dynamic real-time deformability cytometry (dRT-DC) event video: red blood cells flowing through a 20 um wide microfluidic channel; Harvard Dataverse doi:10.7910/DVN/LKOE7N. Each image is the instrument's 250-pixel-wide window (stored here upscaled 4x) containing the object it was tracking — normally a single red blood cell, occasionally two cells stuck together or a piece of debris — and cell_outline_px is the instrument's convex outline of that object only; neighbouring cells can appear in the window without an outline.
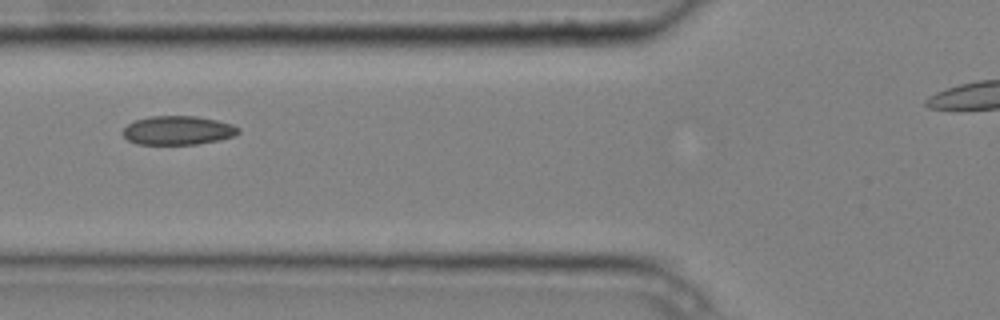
{"species": "common noctule bat (a hibernating species)", "species_latin": "Nyctalus noctula", "temperature_condition": "cold", "stored_images_in_passage": 8, "camera_frame_rate_fps": 3000, "um_per_image_px": 0.085, "animal": {"sex": "male", "body_mass_g": 20.4}, "frame": {"image": 1, "passage_image": 6, "time_ms": 1.667, "image_size_px": [1000, 320], "cell_outline_px": [[240, 132], [236, 136], [220, 140], [196, 144], [136, 144], [128, 140], [124, 136], [124, 128], [128, 124], [136, 120], [152, 116], [196, 116], [216, 120], [232, 124], [240, 128]], "centroid_in_image_um": [15.17, 11.08], "position_along_channel_um": 110.6, "area_um2": 19.42}}
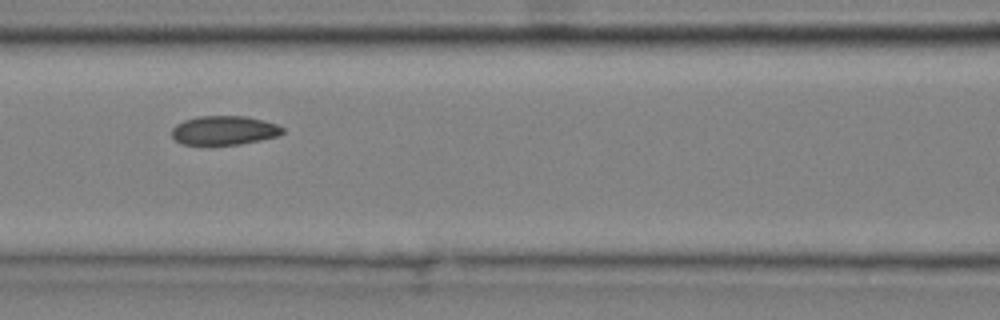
{"frame": {"image": 2, "passage_image": 7, "time_ms": 2.0, "image_size_px": [1000, 320], "cell_outline_px": [[284, 132], [280, 136], [240, 144], [208, 148], [180, 144], [172, 136], [172, 128], [176, 124], [184, 120], [200, 116], [248, 116], [264, 120], [276, 124], [284, 128]], "centroid_in_image_um": [19.02, 11.13], "position_along_channel_um": 147.6, "area_um2": 19.65}}
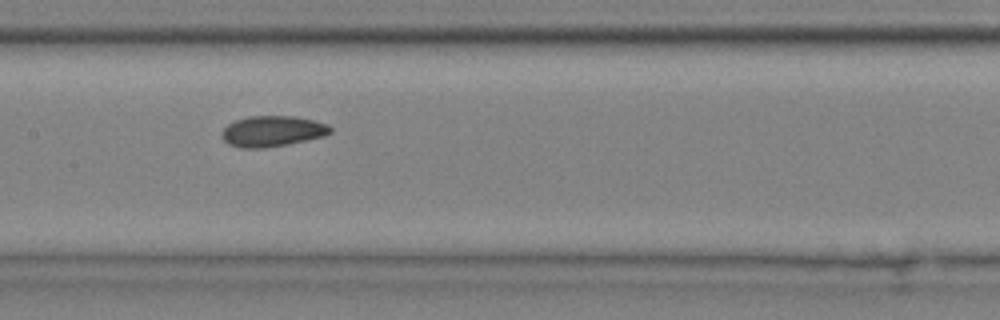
{"frame": {"image": 3, "passage_image": 8, "time_ms": 2.333, "image_size_px": [1000, 320], "cell_outline_px": [[332, 132], [324, 136], [288, 144], [264, 148], [240, 148], [228, 144], [220, 136], [220, 132], [228, 124], [236, 120], [248, 116], [296, 116], [328, 124], [332, 128]], "centroid_in_image_um": [23.13, 11.15], "position_along_channel_um": 184.3, "area_um2": 19.59}}